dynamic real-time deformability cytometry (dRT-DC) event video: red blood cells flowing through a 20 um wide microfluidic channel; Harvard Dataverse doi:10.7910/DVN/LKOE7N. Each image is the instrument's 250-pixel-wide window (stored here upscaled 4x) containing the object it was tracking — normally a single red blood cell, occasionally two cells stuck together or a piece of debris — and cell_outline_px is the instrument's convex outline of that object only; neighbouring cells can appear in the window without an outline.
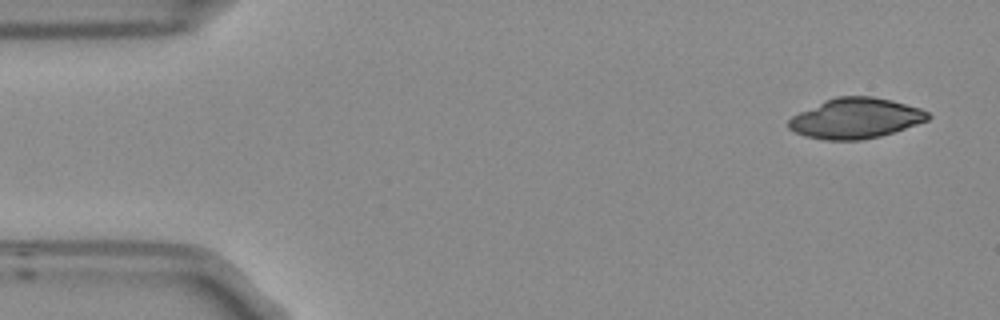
{"species": "Egyptian fruit bat (a non-hibernating species)", "species_latin": "Rousettus aegyptiacus", "temperature_condition": "room temperature", "stored_images_in_passage": 4, "camera_frame_rate_fps": 3000, "um_per_image_px": 0.085, "frame": {"image": 1, "passage_image": 1, "time_ms": 0.0, "image_size_px": [1000, 320], "cell_outline_px": [[932, 116], [928, 120], [880, 136], [860, 140], [824, 140], [804, 136], [788, 128], [788, 120], [792, 116], [824, 100], [836, 96], [872, 96], [892, 100], [920, 108], [928, 112]], "centroid_in_image_um": [72.71, 10.05], "position_along_channel_um": 12.3, "area_um2": 32.66}}
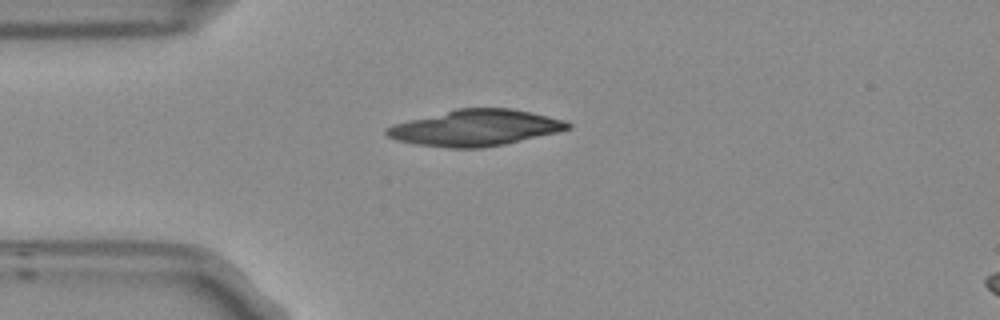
{"frame": {"image": 2, "passage_image": 3, "time_ms": 0.667, "image_size_px": [1000, 320], "cell_outline_px": [[572, 128], [556, 132], [504, 144], [484, 148], [448, 148], [416, 144], [396, 140], [388, 136], [384, 132], [384, 128], [392, 124], [456, 108], [512, 108], [532, 112], [564, 120], [572, 124]], "centroid_in_image_um": [40.38, 10.86], "position_along_channel_um": 44.6, "area_um2": 38.21}}